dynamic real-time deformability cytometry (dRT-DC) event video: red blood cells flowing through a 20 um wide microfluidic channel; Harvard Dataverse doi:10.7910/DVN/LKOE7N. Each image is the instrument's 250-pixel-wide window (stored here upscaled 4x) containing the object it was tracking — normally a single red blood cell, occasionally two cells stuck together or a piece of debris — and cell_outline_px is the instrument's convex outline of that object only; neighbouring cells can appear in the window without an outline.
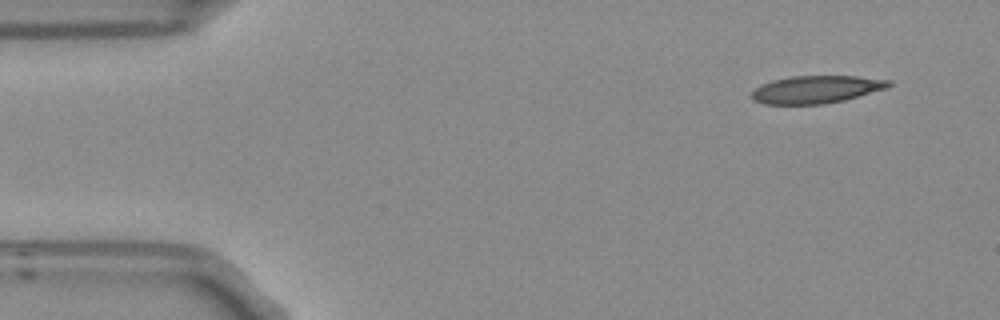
{"species": "Egyptian fruit bat (a non-hibernating species)", "species_latin": "Rousettus aegyptiacus", "temperature_condition": "room temperature", "stored_images_in_passage": 4, "camera_frame_rate_fps": 3000, "um_per_image_px": 0.085, "frame": {"image": 1, "passage_image": 1, "time_ms": 0.0, "image_size_px": [1000, 320], "cell_outline_px": [[892, 84], [888, 88], [844, 100], [824, 104], [764, 104], [752, 100], [752, 92], [760, 84], [772, 80], [792, 76], [856, 76], [892, 80]], "centroid_in_image_um": [69.39, 7.6], "position_along_channel_um": 15.6, "area_um2": 22.14}}
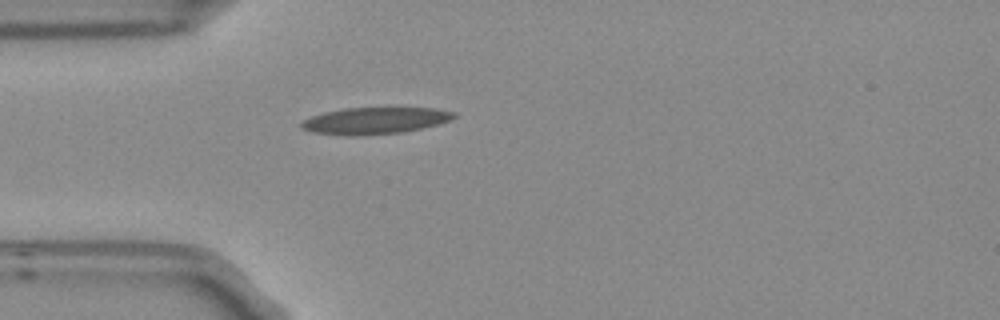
{"frame": {"image": 2, "passage_image": 4, "time_ms": 1.0, "image_size_px": [1000, 320], "cell_outline_px": [[456, 116], [448, 120], [436, 124], [404, 132], [360, 136], [344, 136], [312, 132], [300, 128], [300, 124], [304, 120], [312, 116], [324, 112], [344, 108], [392, 104], [436, 108], [456, 112]], "centroid_in_image_um": [31.9, 10.2], "position_along_channel_um": 53.1, "area_um2": 25.09}}